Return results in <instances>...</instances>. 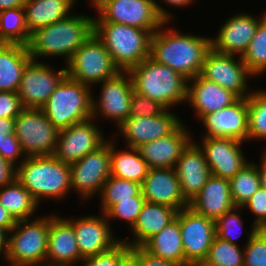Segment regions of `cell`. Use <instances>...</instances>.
<instances>
[{
	"mask_svg": "<svg viewBox=\"0 0 266 266\" xmlns=\"http://www.w3.org/2000/svg\"><path fill=\"white\" fill-rule=\"evenodd\" d=\"M265 152H264L263 158L261 159L262 164L257 165V168H258V173L260 177V185L262 188L266 190V153Z\"/></svg>",
	"mask_w": 266,
	"mask_h": 266,
	"instance_id": "54",
	"label": "cell"
},
{
	"mask_svg": "<svg viewBox=\"0 0 266 266\" xmlns=\"http://www.w3.org/2000/svg\"><path fill=\"white\" fill-rule=\"evenodd\" d=\"M187 101L193 106L198 120L208 113L218 111L236 102L239 97L215 82L203 78L200 74L189 79Z\"/></svg>",
	"mask_w": 266,
	"mask_h": 266,
	"instance_id": "26",
	"label": "cell"
},
{
	"mask_svg": "<svg viewBox=\"0 0 266 266\" xmlns=\"http://www.w3.org/2000/svg\"><path fill=\"white\" fill-rule=\"evenodd\" d=\"M205 127L204 137L248 140V98H239L230 106L208 113L201 119Z\"/></svg>",
	"mask_w": 266,
	"mask_h": 266,
	"instance_id": "19",
	"label": "cell"
},
{
	"mask_svg": "<svg viewBox=\"0 0 266 266\" xmlns=\"http://www.w3.org/2000/svg\"><path fill=\"white\" fill-rule=\"evenodd\" d=\"M141 191L145 201L166 205L177 211L189 207L174 168H150Z\"/></svg>",
	"mask_w": 266,
	"mask_h": 266,
	"instance_id": "22",
	"label": "cell"
},
{
	"mask_svg": "<svg viewBox=\"0 0 266 266\" xmlns=\"http://www.w3.org/2000/svg\"><path fill=\"white\" fill-rule=\"evenodd\" d=\"M144 203V197H133V200L120 201L114 204L105 215L108 220H115V218L121 221L124 220L132 228Z\"/></svg>",
	"mask_w": 266,
	"mask_h": 266,
	"instance_id": "42",
	"label": "cell"
},
{
	"mask_svg": "<svg viewBox=\"0 0 266 266\" xmlns=\"http://www.w3.org/2000/svg\"><path fill=\"white\" fill-rule=\"evenodd\" d=\"M23 109L17 92L0 91V118H16Z\"/></svg>",
	"mask_w": 266,
	"mask_h": 266,
	"instance_id": "45",
	"label": "cell"
},
{
	"mask_svg": "<svg viewBox=\"0 0 266 266\" xmlns=\"http://www.w3.org/2000/svg\"><path fill=\"white\" fill-rule=\"evenodd\" d=\"M15 223L13 217L0 204V226L9 232L15 226Z\"/></svg>",
	"mask_w": 266,
	"mask_h": 266,
	"instance_id": "52",
	"label": "cell"
},
{
	"mask_svg": "<svg viewBox=\"0 0 266 266\" xmlns=\"http://www.w3.org/2000/svg\"><path fill=\"white\" fill-rule=\"evenodd\" d=\"M128 72L136 92L159 101L167 109L187 101L188 79L150 56Z\"/></svg>",
	"mask_w": 266,
	"mask_h": 266,
	"instance_id": "4",
	"label": "cell"
},
{
	"mask_svg": "<svg viewBox=\"0 0 266 266\" xmlns=\"http://www.w3.org/2000/svg\"><path fill=\"white\" fill-rule=\"evenodd\" d=\"M93 32L94 17L71 13L33 32L27 45L28 52L33 60L41 56H63L68 63Z\"/></svg>",
	"mask_w": 266,
	"mask_h": 266,
	"instance_id": "2",
	"label": "cell"
},
{
	"mask_svg": "<svg viewBox=\"0 0 266 266\" xmlns=\"http://www.w3.org/2000/svg\"><path fill=\"white\" fill-rule=\"evenodd\" d=\"M166 109L159 101L152 100L135 90L132 92L129 117H156Z\"/></svg>",
	"mask_w": 266,
	"mask_h": 266,
	"instance_id": "43",
	"label": "cell"
},
{
	"mask_svg": "<svg viewBox=\"0 0 266 266\" xmlns=\"http://www.w3.org/2000/svg\"><path fill=\"white\" fill-rule=\"evenodd\" d=\"M244 250L215 236L206 259L200 266H244Z\"/></svg>",
	"mask_w": 266,
	"mask_h": 266,
	"instance_id": "37",
	"label": "cell"
},
{
	"mask_svg": "<svg viewBox=\"0 0 266 266\" xmlns=\"http://www.w3.org/2000/svg\"><path fill=\"white\" fill-rule=\"evenodd\" d=\"M182 123L172 134L138 147L149 168H175L177 160L192 141L189 129Z\"/></svg>",
	"mask_w": 266,
	"mask_h": 266,
	"instance_id": "25",
	"label": "cell"
},
{
	"mask_svg": "<svg viewBox=\"0 0 266 266\" xmlns=\"http://www.w3.org/2000/svg\"><path fill=\"white\" fill-rule=\"evenodd\" d=\"M65 64L68 77L90 87L121 72L94 32Z\"/></svg>",
	"mask_w": 266,
	"mask_h": 266,
	"instance_id": "9",
	"label": "cell"
},
{
	"mask_svg": "<svg viewBox=\"0 0 266 266\" xmlns=\"http://www.w3.org/2000/svg\"><path fill=\"white\" fill-rule=\"evenodd\" d=\"M17 166L0 155V188L16 180Z\"/></svg>",
	"mask_w": 266,
	"mask_h": 266,
	"instance_id": "49",
	"label": "cell"
},
{
	"mask_svg": "<svg viewBox=\"0 0 266 266\" xmlns=\"http://www.w3.org/2000/svg\"><path fill=\"white\" fill-rule=\"evenodd\" d=\"M185 266H200L216 236L215 220L200 215L190 207L178 211Z\"/></svg>",
	"mask_w": 266,
	"mask_h": 266,
	"instance_id": "12",
	"label": "cell"
},
{
	"mask_svg": "<svg viewBox=\"0 0 266 266\" xmlns=\"http://www.w3.org/2000/svg\"><path fill=\"white\" fill-rule=\"evenodd\" d=\"M101 83L100 98L94 99L92 96V118L96 119L97 115L102 114L100 116L107 120H115L118 127L129 117L131 95L134 91L132 78L128 71H121Z\"/></svg>",
	"mask_w": 266,
	"mask_h": 266,
	"instance_id": "15",
	"label": "cell"
},
{
	"mask_svg": "<svg viewBox=\"0 0 266 266\" xmlns=\"http://www.w3.org/2000/svg\"><path fill=\"white\" fill-rule=\"evenodd\" d=\"M132 249L139 255L141 266H180L170 260L156 257L145 251L142 247H132Z\"/></svg>",
	"mask_w": 266,
	"mask_h": 266,
	"instance_id": "48",
	"label": "cell"
},
{
	"mask_svg": "<svg viewBox=\"0 0 266 266\" xmlns=\"http://www.w3.org/2000/svg\"><path fill=\"white\" fill-rule=\"evenodd\" d=\"M196 213L216 220L235 207L228 179L211 175L200 192L189 201Z\"/></svg>",
	"mask_w": 266,
	"mask_h": 266,
	"instance_id": "27",
	"label": "cell"
},
{
	"mask_svg": "<svg viewBox=\"0 0 266 266\" xmlns=\"http://www.w3.org/2000/svg\"><path fill=\"white\" fill-rule=\"evenodd\" d=\"M166 24L151 36L150 57L188 80L196 77L201 73L206 54L212 49V38L180 33L171 27L162 30Z\"/></svg>",
	"mask_w": 266,
	"mask_h": 266,
	"instance_id": "1",
	"label": "cell"
},
{
	"mask_svg": "<svg viewBox=\"0 0 266 266\" xmlns=\"http://www.w3.org/2000/svg\"><path fill=\"white\" fill-rule=\"evenodd\" d=\"M83 266H119L120 242L107 252L83 259Z\"/></svg>",
	"mask_w": 266,
	"mask_h": 266,
	"instance_id": "47",
	"label": "cell"
},
{
	"mask_svg": "<svg viewBox=\"0 0 266 266\" xmlns=\"http://www.w3.org/2000/svg\"><path fill=\"white\" fill-rule=\"evenodd\" d=\"M49 217L16 221L8 232L4 258L9 266H46Z\"/></svg>",
	"mask_w": 266,
	"mask_h": 266,
	"instance_id": "7",
	"label": "cell"
},
{
	"mask_svg": "<svg viewBox=\"0 0 266 266\" xmlns=\"http://www.w3.org/2000/svg\"><path fill=\"white\" fill-rule=\"evenodd\" d=\"M100 194L101 213H106L114 204L120 201L133 200V197H143L141 184L110 176L104 183Z\"/></svg>",
	"mask_w": 266,
	"mask_h": 266,
	"instance_id": "35",
	"label": "cell"
},
{
	"mask_svg": "<svg viewBox=\"0 0 266 266\" xmlns=\"http://www.w3.org/2000/svg\"><path fill=\"white\" fill-rule=\"evenodd\" d=\"M16 179L38 203L42 198H65L71 190L70 165L54 155L26 157L17 166Z\"/></svg>",
	"mask_w": 266,
	"mask_h": 266,
	"instance_id": "3",
	"label": "cell"
},
{
	"mask_svg": "<svg viewBox=\"0 0 266 266\" xmlns=\"http://www.w3.org/2000/svg\"><path fill=\"white\" fill-rule=\"evenodd\" d=\"M141 247L156 257L185 266V254L177 217Z\"/></svg>",
	"mask_w": 266,
	"mask_h": 266,
	"instance_id": "31",
	"label": "cell"
},
{
	"mask_svg": "<svg viewBox=\"0 0 266 266\" xmlns=\"http://www.w3.org/2000/svg\"><path fill=\"white\" fill-rule=\"evenodd\" d=\"M111 142V175L142 185L150 168L139 149L128 147L129 150L117 151L114 141Z\"/></svg>",
	"mask_w": 266,
	"mask_h": 266,
	"instance_id": "32",
	"label": "cell"
},
{
	"mask_svg": "<svg viewBox=\"0 0 266 266\" xmlns=\"http://www.w3.org/2000/svg\"><path fill=\"white\" fill-rule=\"evenodd\" d=\"M266 139V90L248 97V140Z\"/></svg>",
	"mask_w": 266,
	"mask_h": 266,
	"instance_id": "39",
	"label": "cell"
},
{
	"mask_svg": "<svg viewBox=\"0 0 266 266\" xmlns=\"http://www.w3.org/2000/svg\"><path fill=\"white\" fill-rule=\"evenodd\" d=\"M0 155L4 159L13 163L15 166H18L19 164H21L26 158L24 153L21 150L20 142L18 141L15 134L8 135V139L0 140ZM18 159L21 160L20 163Z\"/></svg>",
	"mask_w": 266,
	"mask_h": 266,
	"instance_id": "46",
	"label": "cell"
},
{
	"mask_svg": "<svg viewBox=\"0 0 266 266\" xmlns=\"http://www.w3.org/2000/svg\"><path fill=\"white\" fill-rule=\"evenodd\" d=\"M265 16L266 12L261 19H257L247 12L232 16L220 27L218 36L211 39L212 49L221 54L242 57L249 47L260 21Z\"/></svg>",
	"mask_w": 266,
	"mask_h": 266,
	"instance_id": "21",
	"label": "cell"
},
{
	"mask_svg": "<svg viewBox=\"0 0 266 266\" xmlns=\"http://www.w3.org/2000/svg\"><path fill=\"white\" fill-rule=\"evenodd\" d=\"M30 36L23 7L0 11V43L27 46Z\"/></svg>",
	"mask_w": 266,
	"mask_h": 266,
	"instance_id": "34",
	"label": "cell"
},
{
	"mask_svg": "<svg viewBox=\"0 0 266 266\" xmlns=\"http://www.w3.org/2000/svg\"><path fill=\"white\" fill-rule=\"evenodd\" d=\"M260 230L266 235V225L261 227Z\"/></svg>",
	"mask_w": 266,
	"mask_h": 266,
	"instance_id": "58",
	"label": "cell"
},
{
	"mask_svg": "<svg viewBox=\"0 0 266 266\" xmlns=\"http://www.w3.org/2000/svg\"><path fill=\"white\" fill-rule=\"evenodd\" d=\"M202 140L199 147L204 152L211 175L230 180L249 163L241 150V141L222 137H203Z\"/></svg>",
	"mask_w": 266,
	"mask_h": 266,
	"instance_id": "17",
	"label": "cell"
},
{
	"mask_svg": "<svg viewBox=\"0 0 266 266\" xmlns=\"http://www.w3.org/2000/svg\"><path fill=\"white\" fill-rule=\"evenodd\" d=\"M240 209L243 208L235 206L233 209L224 213L221 217H218L215 220L216 236L220 239L227 240L234 245H238L235 240L242 234V231L241 233L238 232L237 234H234L236 229L240 231L243 228V220L236 212L238 210L240 211Z\"/></svg>",
	"mask_w": 266,
	"mask_h": 266,
	"instance_id": "41",
	"label": "cell"
},
{
	"mask_svg": "<svg viewBox=\"0 0 266 266\" xmlns=\"http://www.w3.org/2000/svg\"><path fill=\"white\" fill-rule=\"evenodd\" d=\"M93 118L71 125L59 131L54 156L65 164H73L102 146L107 138Z\"/></svg>",
	"mask_w": 266,
	"mask_h": 266,
	"instance_id": "16",
	"label": "cell"
},
{
	"mask_svg": "<svg viewBox=\"0 0 266 266\" xmlns=\"http://www.w3.org/2000/svg\"><path fill=\"white\" fill-rule=\"evenodd\" d=\"M90 89V86L66 75L41 110L59 131L88 120L92 118Z\"/></svg>",
	"mask_w": 266,
	"mask_h": 266,
	"instance_id": "6",
	"label": "cell"
},
{
	"mask_svg": "<svg viewBox=\"0 0 266 266\" xmlns=\"http://www.w3.org/2000/svg\"><path fill=\"white\" fill-rule=\"evenodd\" d=\"M237 59L236 55L221 54L211 49L206 54L200 75L232 91L239 98H248L252 91L248 89L247 78L254 75L241 56H237Z\"/></svg>",
	"mask_w": 266,
	"mask_h": 266,
	"instance_id": "13",
	"label": "cell"
},
{
	"mask_svg": "<svg viewBox=\"0 0 266 266\" xmlns=\"http://www.w3.org/2000/svg\"><path fill=\"white\" fill-rule=\"evenodd\" d=\"M229 182L234 205L242 207L261 187L257 164L249 162Z\"/></svg>",
	"mask_w": 266,
	"mask_h": 266,
	"instance_id": "36",
	"label": "cell"
},
{
	"mask_svg": "<svg viewBox=\"0 0 266 266\" xmlns=\"http://www.w3.org/2000/svg\"><path fill=\"white\" fill-rule=\"evenodd\" d=\"M27 0H0V11L23 7Z\"/></svg>",
	"mask_w": 266,
	"mask_h": 266,
	"instance_id": "53",
	"label": "cell"
},
{
	"mask_svg": "<svg viewBox=\"0 0 266 266\" xmlns=\"http://www.w3.org/2000/svg\"><path fill=\"white\" fill-rule=\"evenodd\" d=\"M0 204L15 221L30 219L39 207V203L17 179L0 188Z\"/></svg>",
	"mask_w": 266,
	"mask_h": 266,
	"instance_id": "33",
	"label": "cell"
},
{
	"mask_svg": "<svg viewBox=\"0 0 266 266\" xmlns=\"http://www.w3.org/2000/svg\"><path fill=\"white\" fill-rule=\"evenodd\" d=\"M15 134V118H0V140Z\"/></svg>",
	"mask_w": 266,
	"mask_h": 266,
	"instance_id": "51",
	"label": "cell"
},
{
	"mask_svg": "<svg viewBox=\"0 0 266 266\" xmlns=\"http://www.w3.org/2000/svg\"><path fill=\"white\" fill-rule=\"evenodd\" d=\"M58 135L41 109L24 108L15 118V136L25 157L54 155Z\"/></svg>",
	"mask_w": 266,
	"mask_h": 266,
	"instance_id": "10",
	"label": "cell"
},
{
	"mask_svg": "<svg viewBox=\"0 0 266 266\" xmlns=\"http://www.w3.org/2000/svg\"><path fill=\"white\" fill-rule=\"evenodd\" d=\"M184 197L192 200L211 176L204 152L193 140L184 149L175 165Z\"/></svg>",
	"mask_w": 266,
	"mask_h": 266,
	"instance_id": "24",
	"label": "cell"
},
{
	"mask_svg": "<svg viewBox=\"0 0 266 266\" xmlns=\"http://www.w3.org/2000/svg\"><path fill=\"white\" fill-rule=\"evenodd\" d=\"M242 60L254 76L266 71V16L260 21Z\"/></svg>",
	"mask_w": 266,
	"mask_h": 266,
	"instance_id": "38",
	"label": "cell"
},
{
	"mask_svg": "<svg viewBox=\"0 0 266 266\" xmlns=\"http://www.w3.org/2000/svg\"><path fill=\"white\" fill-rule=\"evenodd\" d=\"M95 8L99 15L94 22L129 25L151 34L172 17L156 0H101Z\"/></svg>",
	"mask_w": 266,
	"mask_h": 266,
	"instance_id": "8",
	"label": "cell"
},
{
	"mask_svg": "<svg viewBox=\"0 0 266 266\" xmlns=\"http://www.w3.org/2000/svg\"><path fill=\"white\" fill-rule=\"evenodd\" d=\"M119 266H141L139 255L123 241H120Z\"/></svg>",
	"mask_w": 266,
	"mask_h": 266,
	"instance_id": "50",
	"label": "cell"
},
{
	"mask_svg": "<svg viewBox=\"0 0 266 266\" xmlns=\"http://www.w3.org/2000/svg\"><path fill=\"white\" fill-rule=\"evenodd\" d=\"M111 176V141L90 152L70 165L71 189L79 192L83 200L100 193Z\"/></svg>",
	"mask_w": 266,
	"mask_h": 266,
	"instance_id": "11",
	"label": "cell"
},
{
	"mask_svg": "<svg viewBox=\"0 0 266 266\" xmlns=\"http://www.w3.org/2000/svg\"><path fill=\"white\" fill-rule=\"evenodd\" d=\"M31 60L27 46L0 43V91L18 92L23 71Z\"/></svg>",
	"mask_w": 266,
	"mask_h": 266,
	"instance_id": "29",
	"label": "cell"
},
{
	"mask_svg": "<svg viewBox=\"0 0 266 266\" xmlns=\"http://www.w3.org/2000/svg\"><path fill=\"white\" fill-rule=\"evenodd\" d=\"M51 260V261H50ZM80 256L73 225L65 218L49 216L46 266H72Z\"/></svg>",
	"mask_w": 266,
	"mask_h": 266,
	"instance_id": "23",
	"label": "cell"
},
{
	"mask_svg": "<svg viewBox=\"0 0 266 266\" xmlns=\"http://www.w3.org/2000/svg\"><path fill=\"white\" fill-rule=\"evenodd\" d=\"M66 75V69L55 72L46 63L32 59L23 71L17 92L23 107L41 109Z\"/></svg>",
	"mask_w": 266,
	"mask_h": 266,
	"instance_id": "14",
	"label": "cell"
},
{
	"mask_svg": "<svg viewBox=\"0 0 266 266\" xmlns=\"http://www.w3.org/2000/svg\"><path fill=\"white\" fill-rule=\"evenodd\" d=\"M244 250V266H266V235L252 225Z\"/></svg>",
	"mask_w": 266,
	"mask_h": 266,
	"instance_id": "40",
	"label": "cell"
},
{
	"mask_svg": "<svg viewBox=\"0 0 266 266\" xmlns=\"http://www.w3.org/2000/svg\"><path fill=\"white\" fill-rule=\"evenodd\" d=\"M74 3L73 0H27L23 8L29 33L66 18Z\"/></svg>",
	"mask_w": 266,
	"mask_h": 266,
	"instance_id": "30",
	"label": "cell"
},
{
	"mask_svg": "<svg viewBox=\"0 0 266 266\" xmlns=\"http://www.w3.org/2000/svg\"><path fill=\"white\" fill-rule=\"evenodd\" d=\"M249 208L253 215L256 216L253 221L258 229L266 225V190L260 187L250 199L242 206Z\"/></svg>",
	"mask_w": 266,
	"mask_h": 266,
	"instance_id": "44",
	"label": "cell"
},
{
	"mask_svg": "<svg viewBox=\"0 0 266 266\" xmlns=\"http://www.w3.org/2000/svg\"><path fill=\"white\" fill-rule=\"evenodd\" d=\"M94 33L103 42L120 71H129L150 56L148 30L110 22H94Z\"/></svg>",
	"mask_w": 266,
	"mask_h": 266,
	"instance_id": "5",
	"label": "cell"
},
{
	"mask_svg": "<svg viewBox=\"0 0 266 266\" xmlns=\"http://www.w3.org/2000/svg\"><path fill=\"white\" fill-rule=\"evenodd\" d=\"M67 220L73 225L79 253L83 259L107 252L121 241L113 236L110 221L104 213L102 216L90 215Z\"/></svg>",
	"mask_w": 266,
	"mask_h": 266,
	"instance_id": "18",
	"label": "cell"
},
{
	"mask_svg": "<svg viewBox=\"0 0 266 266\" xmlns=\"http://www.w3.org/2000/svg\"><path fill=\"white\" fill-rule=\"evenodd\" d=\"M8 245V231L0 226V255H5Z\"/></svg>",
	"mask_w": 266,
	"mask_h": 266,
	"instance_id": "55",
	"label": "cell"
},
{
	"mask_svg": "<svg viewBox=\"0 0 266 266\" xmlns=\"http://www.w3.org/2000/svg\"><path fill=\"white\" fill-rule=\"evenodd\" d=\"M76 2V0H73ZM92 2L93 7L96 6L101 0H90Z\"/></svg>",
	"mask_w": 266,
	"mask_h": 266,
	"instance_id": "57",
	"label": "cell"
},
{
	"mask_svg": "<svg viewBox=\"0 0 266 266\" xmlns=\"http://www.w3.org/2000/svg\"><path fill=\"white\" fill-rule=\"evenodd\" d=\"M182 123L170 109H166L156 117H128L117 129L127 142L126 148H138L144 143L172 134Z\"/></svg>",
	"mask_w": 266,
	"mask_h": 266,
	"instance_id": "20",
	"label": "cell"
},
{
	"mask_svg": "<svg viewBox=\"0 0 266 266\" xmlns=\"http://www.w3.org/2000/svg\"><path fill=\"white\" fill-rule=\"evenodd\" d=\"M178 211L166 205L145 201L138 218L131 228L133 230V241L121 239V241L132 247H141L148 239L158 234L170 222H172Z\"/></svg>",
	"mask_w": 266,
	"mask_h": 266,
	"instance_id": "28",
	"label": "cell"
},
{
	"mask_svg": "<svg viewBox=\"0 0 266 266\" xmlns=\"http://www.w3.org/2000/svg\"><path fill=\"white\" fill-rule=\"evenodd\" d=\"M161 1V0H160ZM164 3L169 4L174 7H187L190 6L196 0H163Z\"/></svg>",
	"mask_w": 266,
	"mask_h": 266,
	"instance_id": "56",
	"label": "cell"
}]
</instances>
